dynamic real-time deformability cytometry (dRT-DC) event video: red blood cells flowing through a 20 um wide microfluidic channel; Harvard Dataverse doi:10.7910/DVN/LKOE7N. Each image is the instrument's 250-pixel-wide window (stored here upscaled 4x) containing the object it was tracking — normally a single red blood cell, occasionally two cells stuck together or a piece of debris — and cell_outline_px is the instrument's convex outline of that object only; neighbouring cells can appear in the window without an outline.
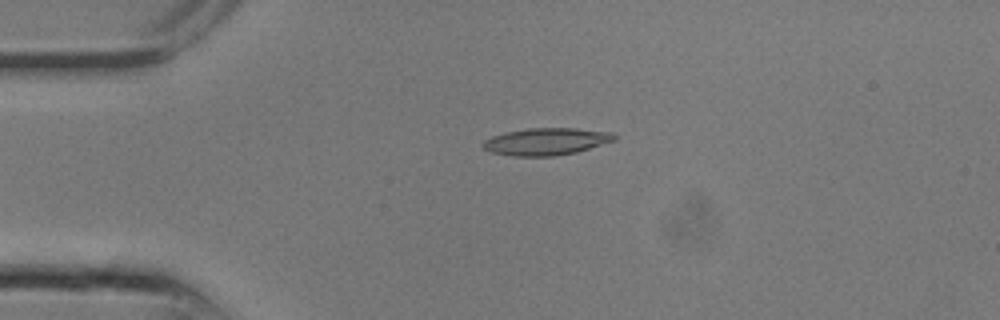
{"species": "common noctule bat (a hibernating species)", "species_latin": "Nyctalus noctula", "temperature_condition": "room temperature", "stored_images_in_passage": 25, "camera_frame_rate_fps": 3000, "um_per_image_px": 0.085, "animal": {"sex": "male", "body_mass_g": 13.3}, "frame": {"image": 1, "passage_image": 6, "time_ms": 1.667, "image_size_px": [1000, 320], "cell_outline_px": [[616, 140], [576, 152], [556, 156], [512, 156], [492, 152], [484, 148], [480, 144], [484, 140], [492, 136], [504, 132], [528, 128], [576, 128], [612, 132], [616, 136]], "centroid_in_image_um": [46.42, 12.02], "position_along_channel_um": 38.6, "area_um2": 20.87}}
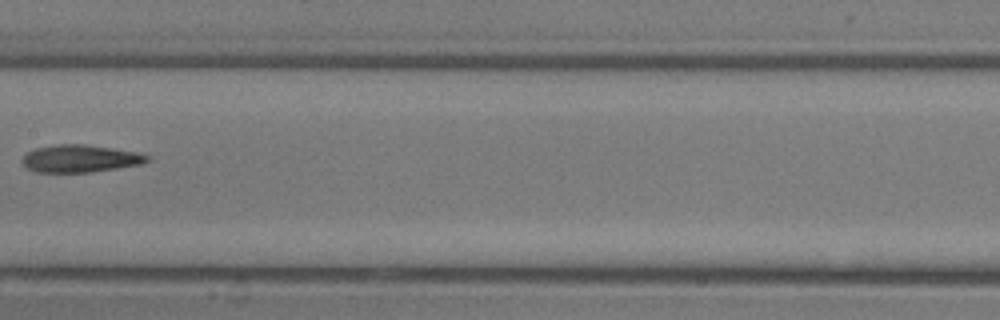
{"frame": {"image": 2, "passage_image": 13, "time_ms": 4.0, "image_size_px": [1000, 320], "cell_outline_px": [[152, 160], [140, 164], [116, 168], [88, 172], [36, 172], [28, 168], [20, 160], [28, 152], [36, 148], [60, 144], [84, 144], [112, 148], [136, 152], [148, 156]], "centroid_in_image_um": [6.81, 13.48], "position_along_channel_um": 200.6, "area_um2": 19.71}}
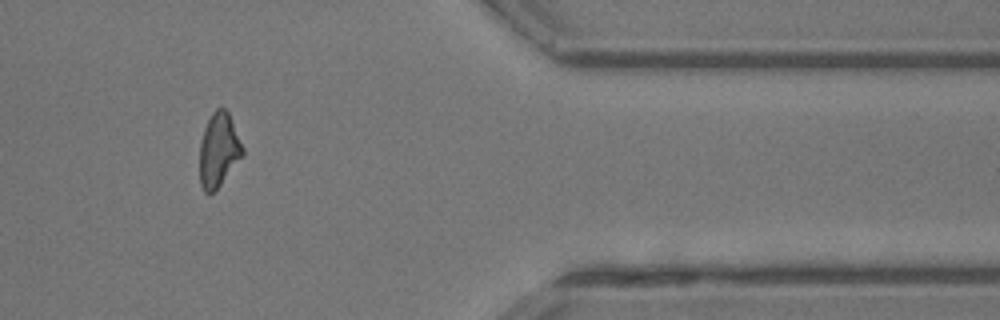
{"frame": {"image": 3, "passage_image": 21, "time_ms": 6.667, "image_size_px": [1000, 320], "cell_outline_px": [[244, 156], [216, 192], [208, 196], [204, 192], [200, 184], [200, 144], [204, 128], [212, 112], [216, 108], [224, 108], [228, 112], [244, 148]], "centroid_in_image_um": [18.6, 12.83], "position_along_channel_um": 392.8, "area_um2": 18.96}}